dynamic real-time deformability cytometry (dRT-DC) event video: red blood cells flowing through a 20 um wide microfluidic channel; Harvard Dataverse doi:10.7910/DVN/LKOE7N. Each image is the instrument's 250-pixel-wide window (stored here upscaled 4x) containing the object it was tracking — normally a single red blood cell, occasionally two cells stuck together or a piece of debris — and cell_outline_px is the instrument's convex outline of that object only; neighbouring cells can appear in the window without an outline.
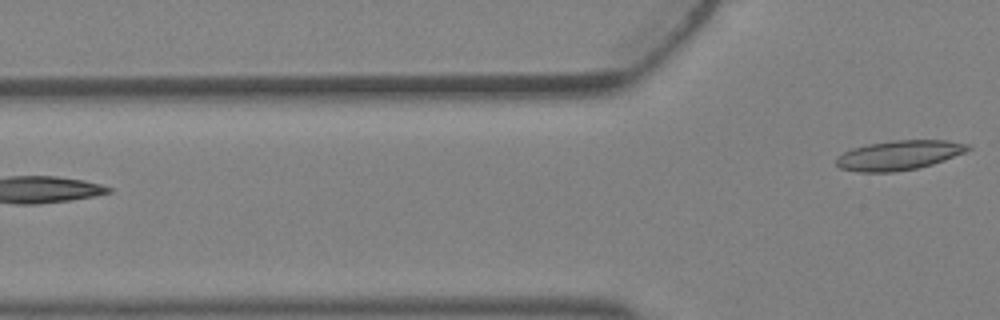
{"species": "Egyptian fruit bat (a non-hibernating species)", "species_latin": "Rousettus aegyptiacus", "temperature_condition": "warm", "stored_images_in_passage": 2, "camera_frame_rate_fps": 3000, "um_per_image_px": 0.085, "animal": {"sex": "female"}, "frame": {"image": 1, "passage_image": 2, "time_ms": 0.333, "image_size_px": [1000, 320], "cell_outline_px": [[972, 148], [964, 152], [944, 160], [932, 164], [916, 168], [892, 172], [860, 172], [840, 168], [836, 164], [836, 160], [844, 152], [852, 148], [868, 144], [892, 140], [948, 140], [968, 144]], "centroid_in_image_um": [76.42, 13.18], "position_along_channel_um": 49.4, "area_um2": 22.48}}